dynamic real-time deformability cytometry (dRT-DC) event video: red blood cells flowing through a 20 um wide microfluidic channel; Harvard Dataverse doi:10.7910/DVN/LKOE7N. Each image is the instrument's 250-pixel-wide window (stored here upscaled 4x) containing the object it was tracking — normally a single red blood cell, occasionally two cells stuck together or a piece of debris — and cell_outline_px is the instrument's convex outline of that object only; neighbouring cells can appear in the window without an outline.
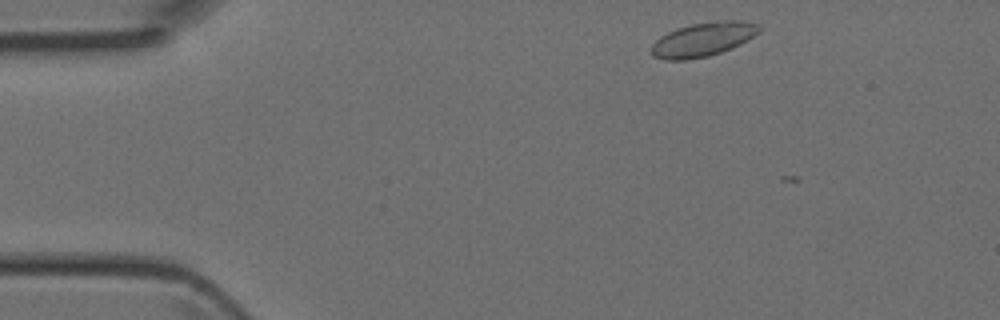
{"species": "Egyptian fruit bat (a non-hibernating species)", "species_latin": "Rousettus aegyptiacus", "temperature_condition": "room temperature", "stored_images_in_passage": 3, "camera_frame_rate_fps": 3000, "um_per_image_px": 0.085, "animal": {"sex": "female"}, "frame": {"image": 1, "passage_image": 1, "time_ms": 0.0, "image_size_px": [1000, 320], "cell_outline_px": [[760, 32], [748, 40], [732, 48], [708, 56], [684, 60], [664, 60], [652, 56], [652, 44], [660, 36], [676, 28], [692, 24], [728, 20], [740, 20], [756, 24], [760, 28]], "centroid_in_image_um": [59.74, 3.36], "position_along_channel_um": 25.3, "area_um2": 21.21}}